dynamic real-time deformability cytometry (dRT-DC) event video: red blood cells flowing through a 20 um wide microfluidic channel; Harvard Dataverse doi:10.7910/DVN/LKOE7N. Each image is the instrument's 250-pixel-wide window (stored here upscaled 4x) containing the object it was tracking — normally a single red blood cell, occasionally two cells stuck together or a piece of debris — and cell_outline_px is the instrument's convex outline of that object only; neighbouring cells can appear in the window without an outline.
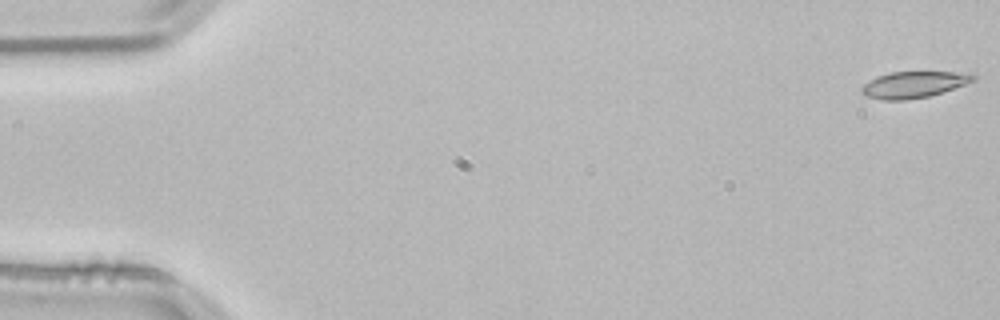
{"species": "common noctule bat (a hibernating species)", "species_latin": "Nyctalus noctula", "temperature_condition": "room temperature", "stored_images_in_passage": 53, "camera_frame_rate_fps": 3000, "um_per_image_px": 0.085, "animal": {"sex": "male", "body_mass_g": 21.5, "forearm_length_mm": 52.0}, "frame": {"image": 1, "passage_image": 1, "time_ms": 0.0, "image_size_px": [1000, 320], "cell_outline_px": [[976, 80], [928, 96], [904, 100], [884, 100], [864, 96], [860, 92], [860, 88], [864, 84], [876, 76], [892, 72], [972, 72], [976, 76]], "centroid_in_image_um": [77.64, 7.18], "position_along_channel_um": 7.4, "area_um2": 17.11}}
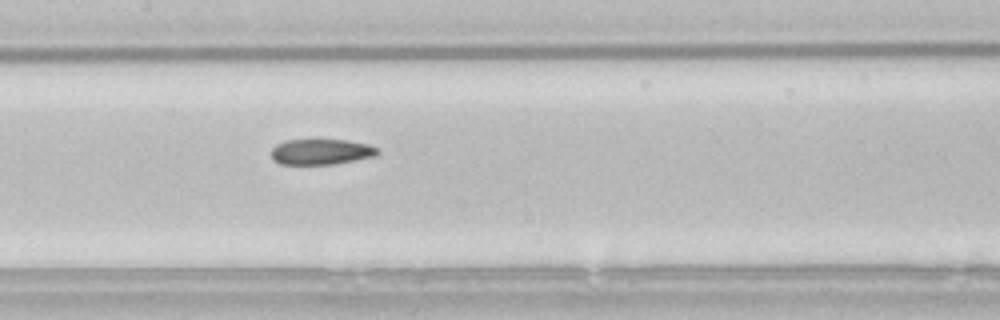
{"frame": {"image": 2, "passage_image": 26, "time_ms": 8.333, "image_size_px": [1000, 320], "cell_outline_px": [[380, 152], [376, 156], [336, 164], [280, 164], [272, 156], [272, 148], [276, 144], [284, 140], [344, 140], [368, 144], [380, 148]], "centroid_in_image_um": [27.35, 12.9], "position_along_channel_um": 180.1, "area_um2": 15.9}}
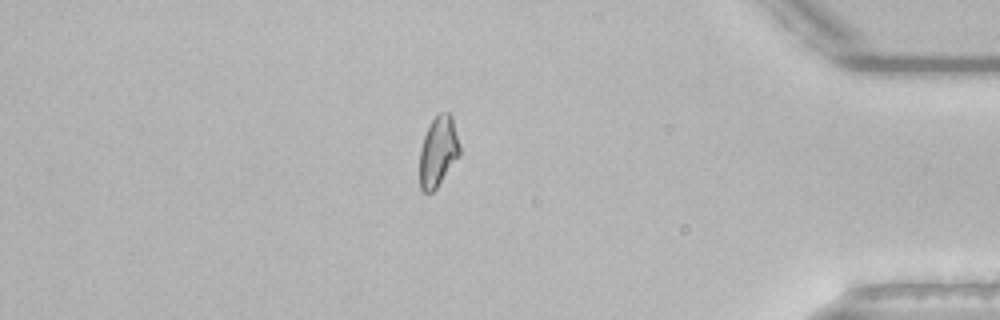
{"frame": {"image": 3, "passage_image": 46, "time_ms": 15.0, "image_size_px": [1000, 320], "cell_outline_px": [[460, 156], [436, 188], [432, 192], [424, 192], [420, 188], [420, 148], [424, 136], [432, 120], [440, 112], [448, 112], [452, 116], [460, 148]], "centroid_in_image_um": [37.25, 12.88], "position_along_channel_um": 398.0, "area_um2": 16.3}, "authors_computed_cell_mechanics": {"area_um2": 16.9932, "velocity_mm_per_s": 3.8224, "shape_relaxation_time_tau1_ms": null, "shape_relaxation_time_tau2_ms": 5.6806, "deformation_change_tau1": null, "deformation_change_tau2": 0.1108}}